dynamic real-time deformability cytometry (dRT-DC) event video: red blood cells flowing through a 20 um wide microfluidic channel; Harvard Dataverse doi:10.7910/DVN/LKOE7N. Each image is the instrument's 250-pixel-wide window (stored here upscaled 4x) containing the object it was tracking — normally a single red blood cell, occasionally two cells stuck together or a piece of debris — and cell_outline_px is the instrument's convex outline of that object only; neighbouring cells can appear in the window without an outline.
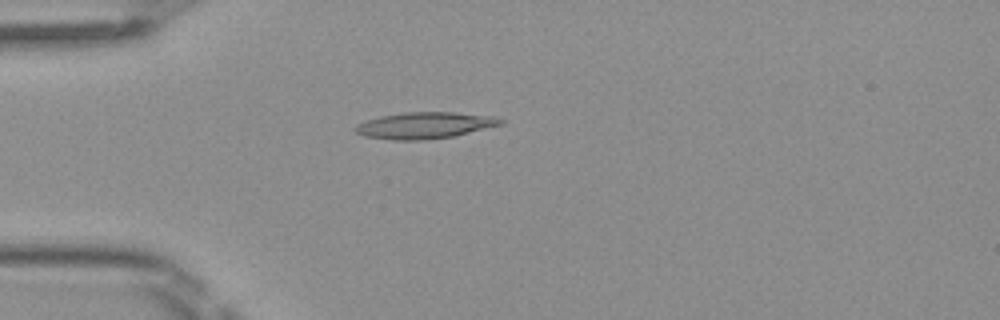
{"species": "Egyptian fruit bat (a non-hibernating species)", "species_latin": "Rousettus aegyptiacus", "temperature_condition": "room temperature", "stored_images_in_passage": 5, "camera_frame_rate_fps": 3000, "um_per_image_px": 0.085, "frame": {"image": 1, "passage_image": 4, "time_ms": 1.0, "image_size_px": [1000, 320], "cell_outline_px": [[504, 124], [452, 136], [424, 140], [392, 140], [364, 136], [356, 132], [352, 128], [356, 124], [380, 116], [404, 112], [452, 112], [496, 116], [504, 120]], "centroid_in_image_um": [36.09, 10.65], "position_along_channel_um": 48.9, "area_um2": 22.43}}